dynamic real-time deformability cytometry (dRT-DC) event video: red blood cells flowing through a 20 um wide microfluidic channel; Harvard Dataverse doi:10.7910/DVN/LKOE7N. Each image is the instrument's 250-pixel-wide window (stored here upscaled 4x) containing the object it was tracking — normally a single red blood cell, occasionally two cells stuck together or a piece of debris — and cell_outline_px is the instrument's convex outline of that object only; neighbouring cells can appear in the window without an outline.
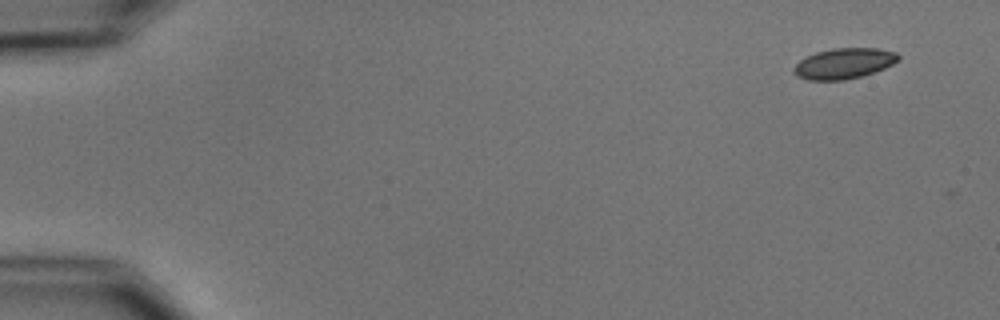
{"species": "common noctule bat (a hibernating species)", "species_latin": "Nyctalus noctula", "temperature_condition": "cold", "stored_images_in_passage": 5, "camera_frame_rate_fps": 3000, "um_per_image_px": 0.085, "animal": {"sex": "male", "body_mass_g": 15.6}, "frame": {"image": 1, "passage_image": 1, "time_ms": 0.0, "image_size_px": [1000, 320], "cell_outline_px": [[900, 60], [884, 68], [860, 76], [844, 80], [808, 80], [796, 76], [792, 72], [792, 68], [800, 60], [816, 52], [832, 48], [876, 48], [896, 52], [900, 56]], "centroid_in_image_um": [71.71, 5.39], "position_along_channel_um": 13.3, "area_um2": 18.61}}
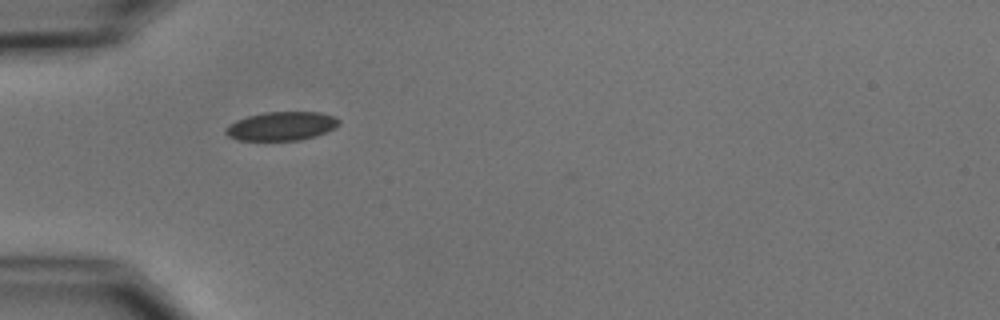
{"frame": {"image": 2, "passage_image": 5, "time_ms": 4.667, "image_size_px": [1000, 320], "cell_outline_px": [[340, 120], [332, 128], [316, 136], [300, 140], [236, 140], [228, 136], [224, 132], [224, 128], [228, 124], [236, 120], [248, 116], [264, 112], [320, 112], [332, 116]], "centroid_in_image_um": [23.84, 10.72], "position_along_channel_um": 61.2, "area_um2": 18.84}}